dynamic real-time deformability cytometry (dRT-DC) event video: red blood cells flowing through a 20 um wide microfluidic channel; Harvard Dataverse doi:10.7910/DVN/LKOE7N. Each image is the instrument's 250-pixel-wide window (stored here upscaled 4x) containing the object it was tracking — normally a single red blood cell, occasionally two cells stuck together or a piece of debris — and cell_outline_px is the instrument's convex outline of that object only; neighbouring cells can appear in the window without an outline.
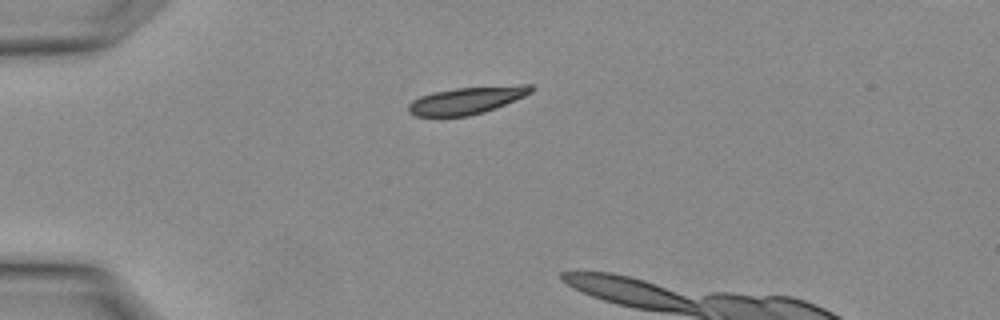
{"species": "Egyptian fruit bat (a non-hibernating species)", "species_latin": "Rousettus aegyptiacus", "temperature_condition": "warm", "stored_images_in_passage": 3, "camera_frame_rate_fps": 3000, "um_per_image_px": 0.085, "animal": {"sex": "female"}, "frame": {"image": 1, "passage_image": 3, "time_ms": 0.667, "image_size_px": [1000, 320], "cell_outline_px": [[536, 88], [532, 92], [524, 96], [496, 108], [484, 112], [468, 116], [416, 116], [408, 112], [408, 104], [412, 100], [420, 96], [432, 92], [456, 88], [520, 84], [532, 84]], "centroid_in_image_um": [39.71, 8.52], "position_along_channel_um": 45.3, "area_um2": 19.65}}